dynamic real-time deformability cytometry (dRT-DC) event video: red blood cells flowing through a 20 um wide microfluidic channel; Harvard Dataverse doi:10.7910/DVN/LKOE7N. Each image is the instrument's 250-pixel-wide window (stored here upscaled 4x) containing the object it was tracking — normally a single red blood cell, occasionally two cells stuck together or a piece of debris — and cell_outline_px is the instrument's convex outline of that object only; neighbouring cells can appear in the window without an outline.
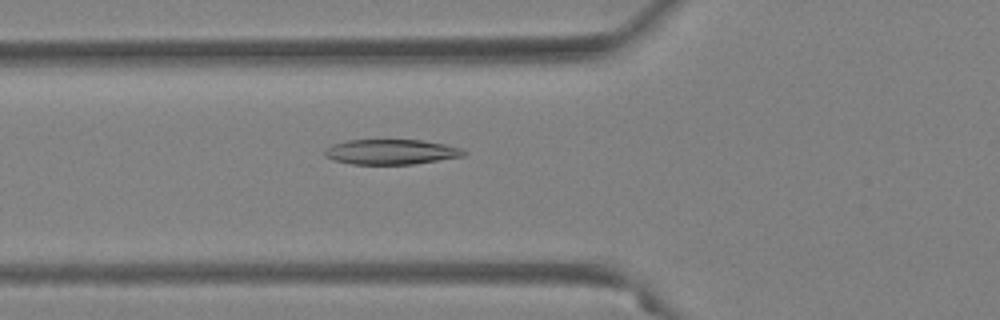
{"species": "Egyptian fruit bat (a non-hibernating species)", "species_latin": "Rousettus aegyptiacus", "temperature_condition": "warm", "stored_images_in_passage": 38, "camera_frame_rate_fps": 3000, "um_per_image_px": 0.085, "animal": {"sex": "female"}, "frame": {"image": 1, "passage_image": 6, "time_ms": 1.667, "image_size_px": [1000, 320], "cell_outline_px": [[468, 152], [464, 156], [412, 164], [352, 164], [332, 160], [324, 156], [324, 148], [332, 144], [348, 140], [420, 140], [444, 144], [464, 148]], "centroid_in_image_um": [33.23, 12.91], "position_along_channel_um": 92.6, "area_um2": 20.46}}
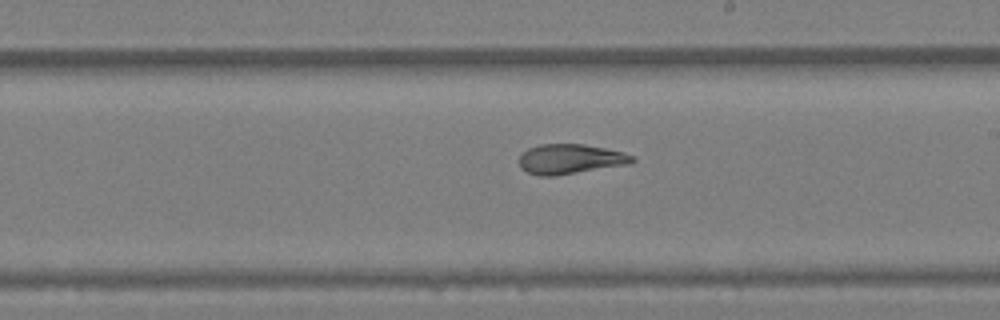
{"frame": {"image": 2, "passage_image": 18, "time_ms": 5.667, "image_size_px": [1000, 320], "cell_outline_px": [[636, 160], [632, 164], [552, 176], [540, 176], [528, 172], [520, 168], [520, 156], [528, 148], [540, 144], [584, 144], [624, 152], [632, 156]], "centroid_in_image_um": [48.49, 13.52], "position_along_channel_um": 240.5, "area_um2": 19.65}}
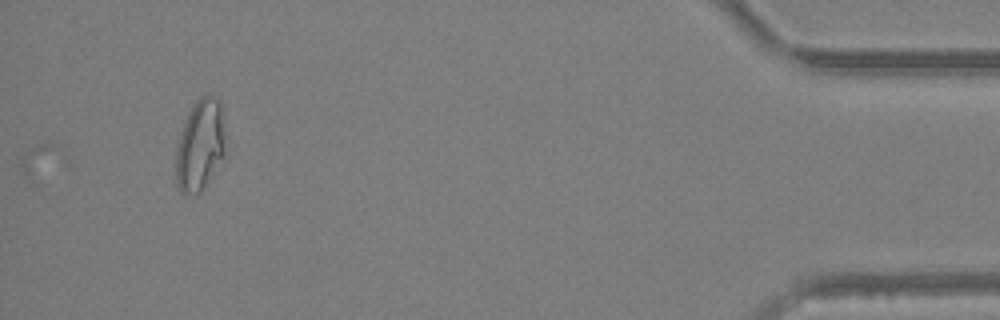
{"frame": {"image": 3, "passage_image": 38, "time_ms": 12.333, "image_size_px": [1000, 320], "cell_outline_px": [[224, 156], [200, 192], [180, 192], [176, 184], [176, 144], [180, 132], [188, 112], [196, 100], [200, 96], [216, 96], [220, 104], [224, 132]], "centroid_in_image_um": [16.98, 12.31], "position_along_channel_um": 418.2, "area_um2": 25.95}, "authors_computed_cell_mechanics": {"area_um2": 19.8254, "velocity_mm_per_s": 3.6959, "shape_relaxation_time_tau1_ms": null, "shape_relaxation_time_tau2_ms": 1.805, "deformation_change_tau1": null, "deformation_change_tau2": 0.0872}}